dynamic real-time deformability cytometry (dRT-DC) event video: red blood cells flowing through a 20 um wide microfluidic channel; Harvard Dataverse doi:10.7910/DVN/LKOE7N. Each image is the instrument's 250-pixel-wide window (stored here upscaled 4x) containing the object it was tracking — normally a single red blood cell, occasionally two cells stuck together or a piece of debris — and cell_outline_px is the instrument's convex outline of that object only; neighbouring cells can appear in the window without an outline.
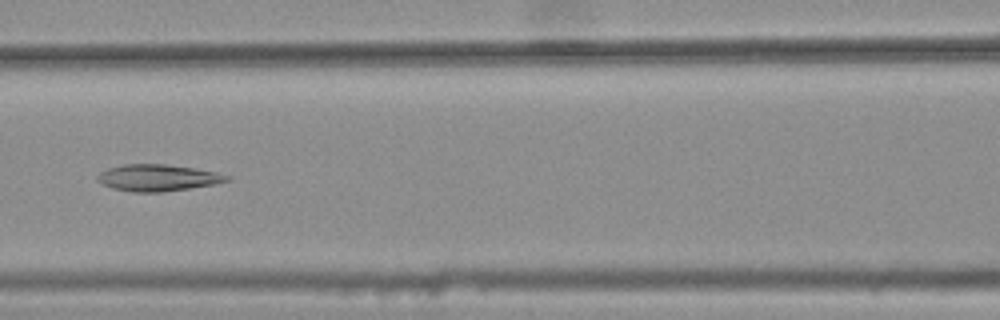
{"species": "common noctule bat (a hibernating species)", "species_latin": "Nyctalus noctula", "temperature_condition": "warm", "stored_images_in_passage": 6, "camera_frame_rate_fps": 3000, "um_per_image_px": 0.085, "animal": {"sex": "female", "body_mass_g": 25.1}, "frame": {"image": 1, "passage_image": 6, "time_ms": 1.667, "image_size_px": [1000, 320], "cell_outline_px": [[232, 180], [212, 184], [164, 192], [132, 192], [112, 188], [100, 184], [96, 180], [96, 176], [100, 172], [108, 168], [124, 164], [164, 164], [196, 168], [216, 172], [232, 176]], "centroid_in_image_um": [13.39, 15.11], "position_along_channel_um": 153.2, "area_um2": 20.23}}